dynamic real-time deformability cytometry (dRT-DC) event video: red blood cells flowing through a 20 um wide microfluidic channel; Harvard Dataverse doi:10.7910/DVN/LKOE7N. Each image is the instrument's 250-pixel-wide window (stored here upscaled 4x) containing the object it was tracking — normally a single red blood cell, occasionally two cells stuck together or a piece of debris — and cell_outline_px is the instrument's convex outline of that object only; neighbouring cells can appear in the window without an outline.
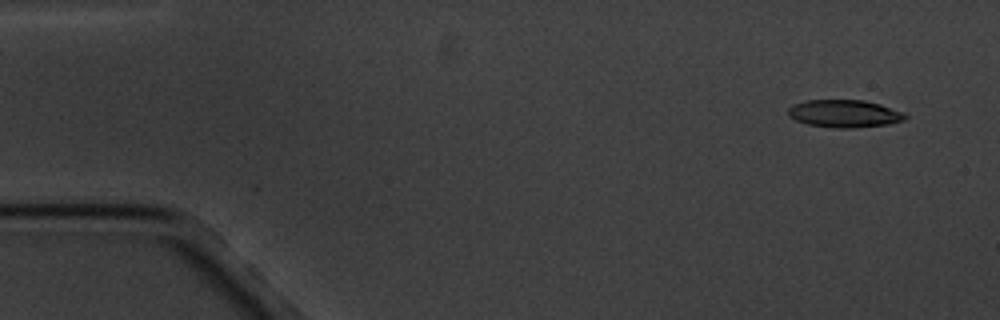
{"species": "common noctule bat (a hibernating species)", "species_latin": "Nyctalus noctula", "temperature_condition": "cold", "stored_images_in_passage": 6, "segment_of_instrument_passage": [1, 2], "camera_frame_rate_fps": 3000, "um_per_image_px": 0.085, "animal": {"sex": "male", "body_mass_g": 20.1, "forearm_length_mm": 53.5}, "frame": {"image": 1, "passage_image": 1, "time_ms": 0.0, "image_size_px": [1000, 320], "cell_outline_px": [[908, 116], [904, 120], [888, 124], [852, 128], [836, 128], [808, 124], [796, 120], [788, 116], [788, 108], [792, 104], [808, 100], [864, 100], [880, 104], [904, 112]], "centroid_in_image_um": [71.77, 9.65], "position_along_channel_um": 13.2, "area_um2": 18.84}}
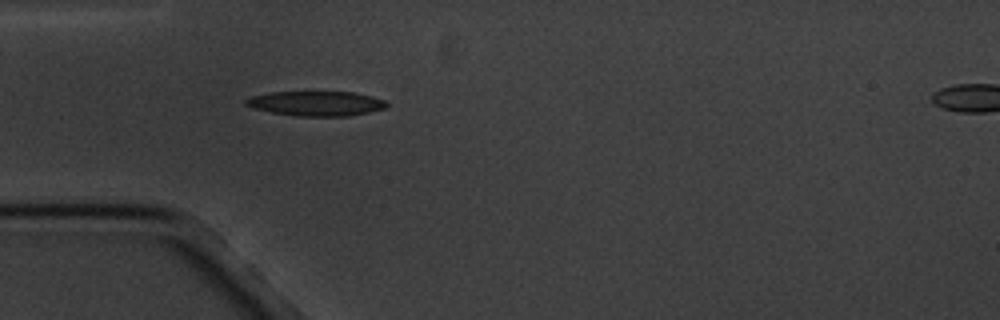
{"frame": {"image": 2, "passage_image": 5, "time_ms": 4.333, "image_size_px": [1000, 320], "cell_outline_px": [[388, 104], [384, 108], [368, 112], [348, 116], [296, 116], [272, 112], [252, 108], [244, 104], [244, 100], [252, 96], [272, 92], [352, 92], [372, 96], [384, 100]], "centroid_in_image_um": [26.85, 8.79], "position_along_channel_um": 58.2, "area_um2": 20.17}}